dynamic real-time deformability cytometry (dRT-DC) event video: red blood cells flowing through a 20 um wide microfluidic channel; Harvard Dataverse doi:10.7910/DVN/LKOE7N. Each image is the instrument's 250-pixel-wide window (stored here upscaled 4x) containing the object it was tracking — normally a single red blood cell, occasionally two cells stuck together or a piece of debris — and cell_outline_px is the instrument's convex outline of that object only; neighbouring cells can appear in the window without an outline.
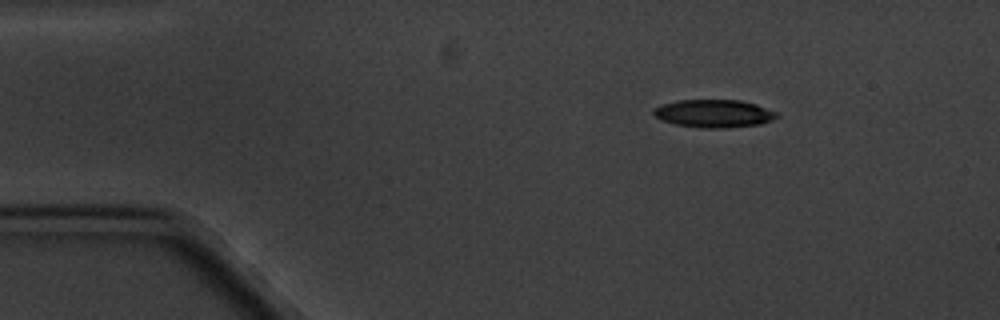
{"species": "common noctule bat (a hibernating species)", "species_latin": "Nyctalus noctula", "temperature_condition": "cold", "stored_images_in_passage": 3, "camera_frame_rate_fps": 3000, "um_per_image_px": 0.085, "animal": {"sex": "male", "body_mass_g": 20.1, "forearm_length_mm": 53.5}, "frame": {"image": 1, "passage_image": 1, "time_ms": 0.0, "image_size_px": [1000, 320], "cell_outline_px": [[780, 116], [772, 120], [760, 124], [728, 128], [700, 128], [676, 124], [660, 120], [652, 112], [652, 108], [660, 104], [680, 100], [740, 100], [756, 104], [776, 112]], "centroid_in_image_um": [60.66, 9.65], "position_along_channel_um": 24.3, "area_um2": 20.17}}